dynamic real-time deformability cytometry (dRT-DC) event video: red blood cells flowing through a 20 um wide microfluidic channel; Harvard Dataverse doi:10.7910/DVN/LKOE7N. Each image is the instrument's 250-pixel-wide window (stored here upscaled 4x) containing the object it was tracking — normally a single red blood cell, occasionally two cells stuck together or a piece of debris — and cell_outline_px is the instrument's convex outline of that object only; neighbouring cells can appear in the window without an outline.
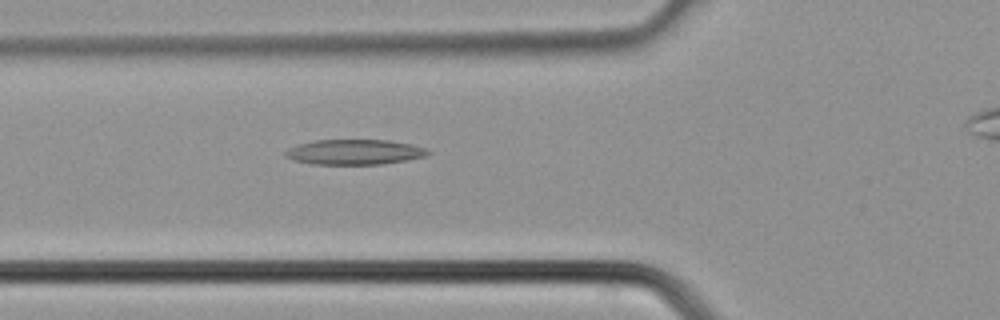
{"species": "common noctule bat (a hibernating species)", "species_latin": "Nyctalus noctula", "temperature_condition": "cold", "stored_images_in_passage": 32, "segment_of_instrument_passage": [1, 2], "camera_frame_rate_fps": 3000, "um_per_image_px": 0.085, "animal": {"sex": "male", "body_mass_g": 21.5, "forearm_length_mm": 52.0}, "frame": {"image": 1, "passage_image": 13, "time_ms": 4.0, "image_size_px": [1000, 320], "cell_outline_px": [[432, 152], [428, 156], [380, 164], [312, 164], [292, 160], [284, 156], [284, 152], [288, 148], [296, 144], [316, 140], [388, 140], [412, 144], [424, 148]], "centroid_in_image_um": [30.1, 12.92], "position_along_channel_um": 95.7, "area_um2": 20.98}}
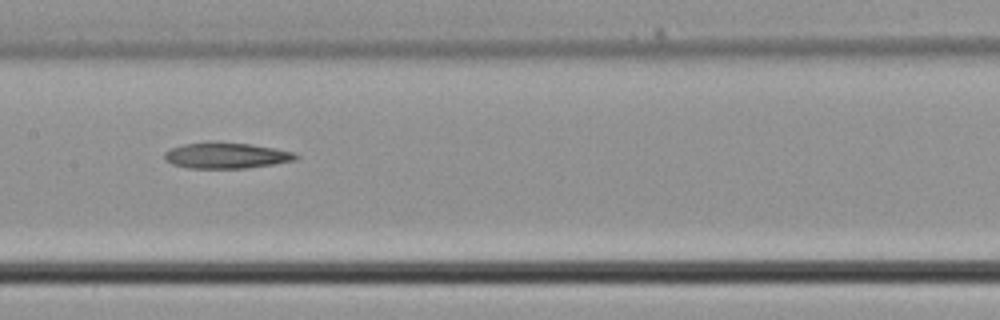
{"frame": {"image": 2, "passage_image": 18, "time_ms": 5.667, "image_size_px": [1000, 320], "cell_outline_px": [[300, 156], [296, 160], [248, 168], [188, 168], [172, 164], [164, 160], [164, 152], [172, 148], [184, 144], [208, 140], [212, 140], [248, 144], [272, 148], [292, 152]], "centroid_in_image_um": [19.17, 13.2], "position_along_channel_um": 188.2, "area_um2": 20.0}}
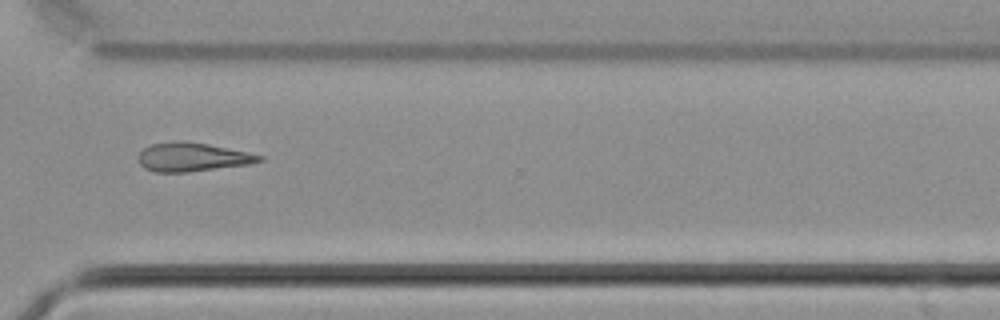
{"frame": {"image": 3, "passage_image": 27, "time_ms": 8.667, "image_size_px": [1000, 320], "cell_outline_px": [[264, 160], [248, 164], [188, 172], [156, 172], [144, 168], [136, 160], [140, 152], [144, 148], [152, 144], [208, 144], [248, 152], [264, 156]], "centroid_in_image_um": [16.37, 13.4], "position_along_channel_um": 354.2, "area_um2": 19.42}}